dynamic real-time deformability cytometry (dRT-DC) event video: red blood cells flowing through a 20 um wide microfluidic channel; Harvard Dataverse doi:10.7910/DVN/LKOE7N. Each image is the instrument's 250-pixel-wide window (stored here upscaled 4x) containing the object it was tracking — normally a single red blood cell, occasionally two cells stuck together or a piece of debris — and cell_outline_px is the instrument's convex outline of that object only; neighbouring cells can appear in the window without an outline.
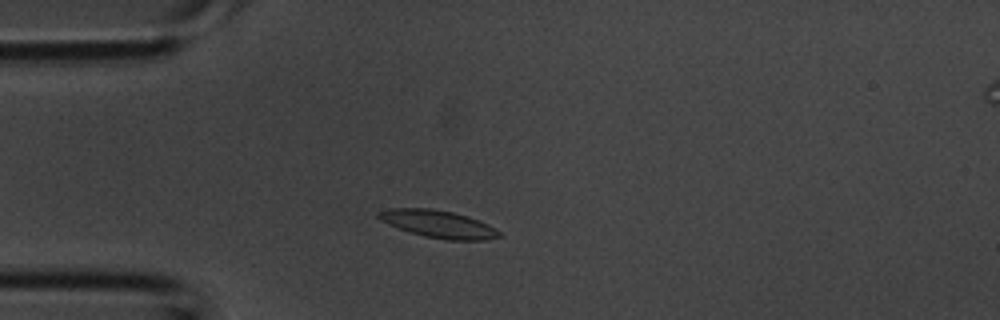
{"species": "common noctule bat (a hibernating species)", "species_latin": "Nyctalus noctula", "temperature_condition": "room temperature", "stored_images_in_passage": 2, "camera_frame_rate_fps": 3000, "um_per_image_px": 0.085, "animal": {"sex": "male", "body_mass_g": 20.1, "forearm_length_mm": 53.5}, "frame": {"image": 1, "passage_image": 1, "time_ms": 0.0, "image_size_px": [1000, 320], "cell_outline_px": [[500, 236], [484, 240], [444, 240], [424, 236], [408, 232], [388, 224], [380, 220], [376, 216], [376, 212], [392, 208], [432, 208], [452, 212], [468, 216], [488, 224], [496, 228], [500, 232]], "centroid_in_image_um": [37.23, 19.04], "position_along_channel_um": 47.8, "area_um2": 19.42}}